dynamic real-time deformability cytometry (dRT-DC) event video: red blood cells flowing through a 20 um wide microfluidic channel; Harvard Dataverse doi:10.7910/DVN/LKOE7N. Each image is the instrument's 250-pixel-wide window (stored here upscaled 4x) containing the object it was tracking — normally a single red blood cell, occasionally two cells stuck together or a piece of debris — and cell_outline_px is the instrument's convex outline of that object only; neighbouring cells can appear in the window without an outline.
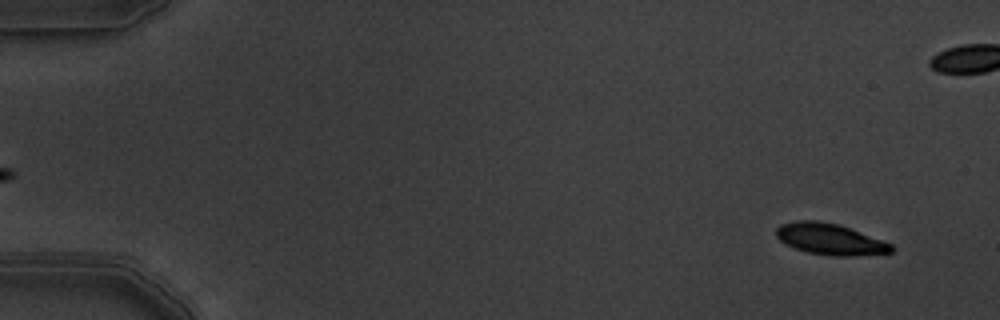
{"species": "common noctule bat (a hibernating species)", "species_latin": "Nyctalus noctula", "temperature_condition": "warm", "stored_images_in_passage": 4, "segment_of_instrument_passage": [2, 2], "camera_frame_rate_fps": 3000, "um_per_image_px": 0.085, "animal": {"sex": "male", "body_mass_g": 19.5, "forearm_length_mm": 54.6}, "frame": {"image": 1, "passage_image": 4, "time_ms": 1.0, "image_size_px": [1000, 320], "cell_outline_px": [[892, 252], [856, 256], [836, 256], [808, 252], [796, 248], [780, 240], [776, 236], [776, 228], [780, 224], [796, 220], [816, 220], [840, 224], [892, 244]], "centroid_in_image_um": [70.54, 20.31], "position_along_channel_um": 14.5, "area_um2": 20.81}}